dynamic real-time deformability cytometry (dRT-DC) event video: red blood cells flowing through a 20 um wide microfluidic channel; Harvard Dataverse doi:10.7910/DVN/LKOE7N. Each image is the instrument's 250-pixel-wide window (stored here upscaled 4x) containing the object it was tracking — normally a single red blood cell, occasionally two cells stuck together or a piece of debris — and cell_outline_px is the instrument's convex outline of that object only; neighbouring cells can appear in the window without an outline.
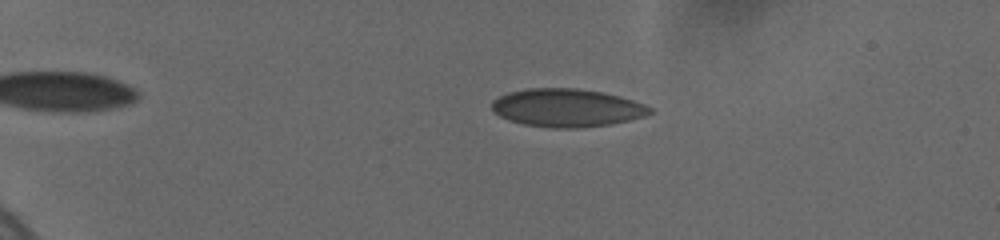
{"species": "human", "species_latin": "Homo sapiens", "temperature_condition": "cold", "stored_images_in_passage": 58, "camera_frame_rate_fps": 3000, "um_per_image_px": 0.085, "donor": {"sex": "female"}, "frame": {"image": 1, "passage_image": 11, "time_ms": 3.667, "image_size_px": [1000, 240], "cell_outline_px": [[652, 112], [644, 116], [628, 120], [608, 124], [580, 128], [548, 128], [524, 124], [508, 120], [500, 116], [492, 108], [492, 100], [508, 92], [528, 88], [576, 88], [600, 92], [632, 100], [644, 104], [652, 108]], "centroid_in_image_um": [48.15, 9.17], "position_along_channel_um": 36.9, "area_um2": 34.8}}
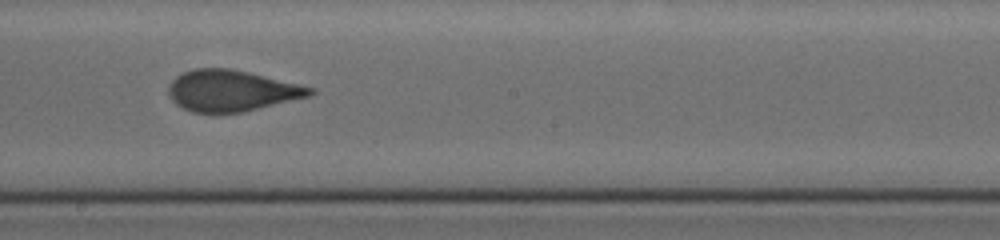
{"frame": {"image": 2, "passage_image": 38, "time_ms": 11.0, "image_size_px": [1000, 240], "cell_outline_px": [[316, 92], [308, 96], [240, 112], [212, 116], [192, 112], [176, 104], [172, 100], [168, 92], [168, 88], [172, 80], [176, 76], [192, 68], [228, 68], [248, 72], [316, 88]], "centroid_in_image_um": [19.62, 7.73], "position_along_channel_um": 228.6, "area_um2": 34.16}}
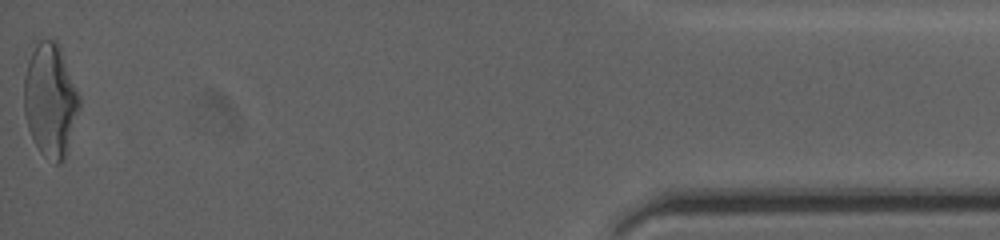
{"frame": {"image": 3, "passage_image": 58, "time_ms": 18.333, "image_size_px": [1000, 240], "cell_outline_px": [[80, 108], [68, 148], [64, 160], [60, 164], [56, 164], [44, 156], [40, 152], [28, 128], [24, 112], [24, 76], [32, 40], [56, 40], [60, 44], [80, 96]], "centroid_in_image_um": [4.27, 8.45], "position_along_channel_um": 430.9, "area_um2": 37.28}, "authors_computed_cell_mechanics": {"area_um2": 34.2754, "velocity_mm_per_s": 3.7018, "shape_relaxation_time_tau1_ms": 6.62, "shape_relaxation_time_tau2_ms": 0.8113, "deformation_change_tau1": 0.1656, "deformation_change_tau2": 0.0473}}